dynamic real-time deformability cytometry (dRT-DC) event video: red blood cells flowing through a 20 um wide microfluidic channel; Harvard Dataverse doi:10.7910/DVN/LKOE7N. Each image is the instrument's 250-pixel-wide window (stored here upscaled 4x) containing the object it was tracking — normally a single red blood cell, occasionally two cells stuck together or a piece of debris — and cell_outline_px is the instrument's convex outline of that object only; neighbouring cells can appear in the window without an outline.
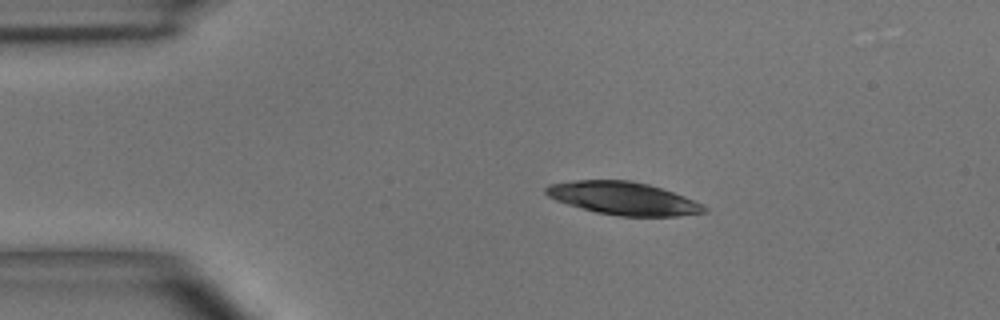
{"species": "common noctule bat (a hibernating species)", "species_latin": "Nyctalus noctula", "temperature_condition": "room temperature", "stored_images_in_passage": 3, "camera_frame_rate_fps": 3000, "um_per_image_px": 0.085, "animal": {"sex": "male", "body_mass_g": 15.6}, "frame": {"image": 1, "passage_image": 2, "time_ms": 1.333, "image_size_px": [1000, 320], "cell_outline_px": [[708, 212], [676, 216], [620, 216], [596, 212], [568, 204], [556, 200], [548, 196], [544, 192], [544, 188], [548, 184], [576, 180], [632, 180], [648, 184], [684, 196], [704, 204], [708, 208]], "centroid_in_image_um": [52.99, 16.86], "position_along_channel_um": 32.0, "area_um2": 30.29}}